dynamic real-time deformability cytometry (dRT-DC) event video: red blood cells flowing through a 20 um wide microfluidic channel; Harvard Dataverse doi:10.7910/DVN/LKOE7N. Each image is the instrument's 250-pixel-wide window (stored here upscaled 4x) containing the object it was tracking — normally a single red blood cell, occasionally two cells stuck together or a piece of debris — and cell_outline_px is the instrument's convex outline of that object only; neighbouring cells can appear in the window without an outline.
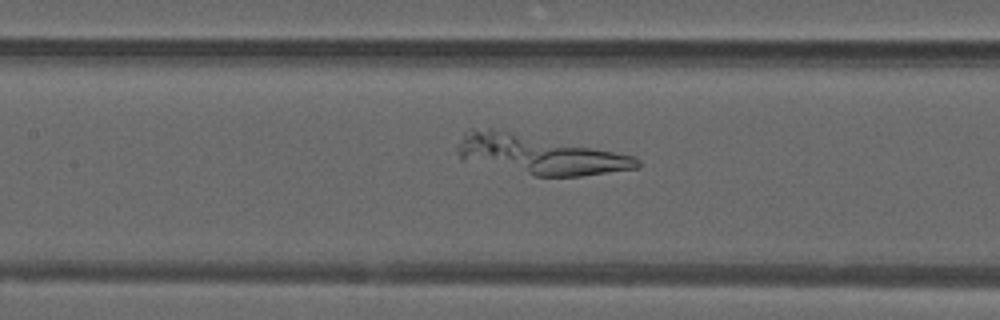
{"species": "common noctule bat (a hibernating species)", "species_latin": "Nyctalus noctula", "temperature_condition": "warm", "stored_images_in_passage": 39, "camera_frame_rate_fps": 3000, "um_per_image_px": 0.085, "animal": {"sex": "male", "forearm_length_mm": 52.5}, "frame": {"image": 1, "passage_image": 11, "time_ms": 3.333, "image_size_px": [1000, 320], "cell_outline_px": [[640, 168], [580, 176], [536, 176], [460, 160], [456, 148], [464, 132], [468, 128], [492, 128], [636, 156], [640, 160]], "centroid_in_image_um": [45.78, 13.14], "position_along_channel_um": 161.6, "area_um2": 40.86}}
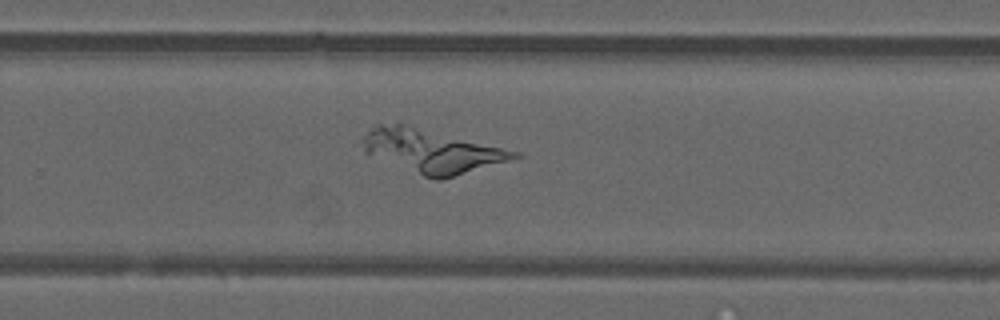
{"frame": {"image": 2, "passage_image": 21, "time_ms": 6.667, "image_size_px": [1000, 320], "cell_outline_px": [[524, 156], [440, 180], [436, 180], [424, 176], [364, 152], [352, 144], [376, 124], [400, 124], [520, 152]], "centroid_in_image_um": [36.58, 12.84], "position_along_channel_um": 293.2, "area_um2": 37.69}}
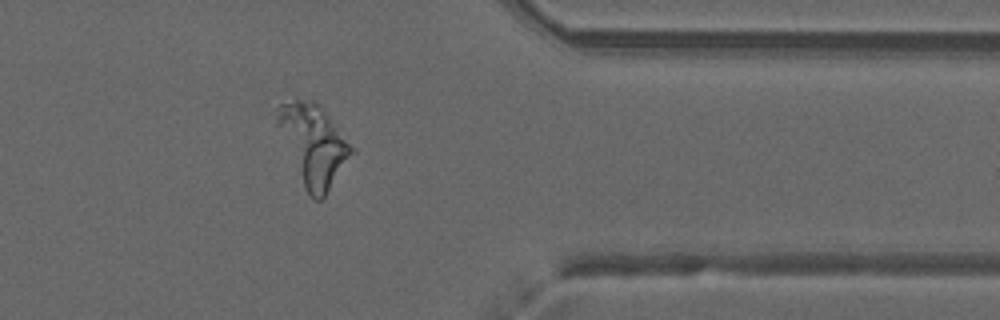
{"frame": {"image": 3, "passage_image": 29, "time_ms": 9.333, "image_size_px": [1000, 320], "cell_outline_px": [[356, 152], [324, 196], [320, 200], [316, 200], [308, 192], [304, 184], [276, 124], [276, 108], [280, 104], [296, 100], [316, 100], [320, 104], [356, 148]], "centroid_in_image_um": [26.7, 12.25], "position_along_channel_um": 384.7, "area_um2": 34.62}}